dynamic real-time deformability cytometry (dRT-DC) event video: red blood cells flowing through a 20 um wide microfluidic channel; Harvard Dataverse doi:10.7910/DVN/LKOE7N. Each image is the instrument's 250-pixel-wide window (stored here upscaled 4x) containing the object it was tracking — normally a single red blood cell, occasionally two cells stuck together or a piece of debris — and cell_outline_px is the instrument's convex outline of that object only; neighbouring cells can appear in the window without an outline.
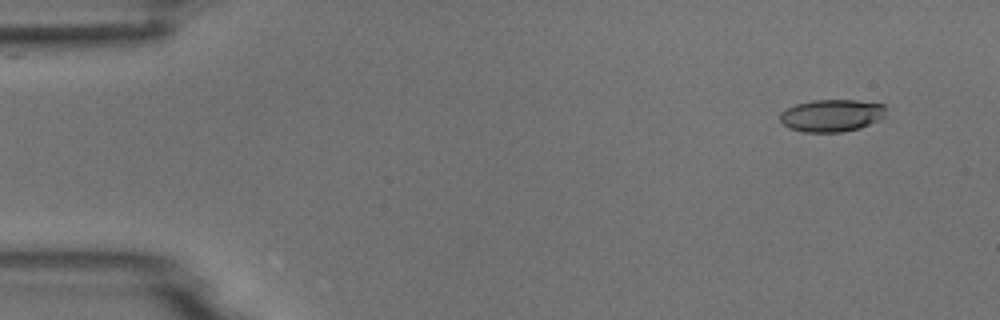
{"species": "common noctule bat (a hibernating species)", "species_latin": "Nyctalus noctula", "temperature_condition": "room temperature", "stored_images_in_passage": 5, "camera_frame_rate_fps": 3000, "um_per_image_px": 0.085, "animal": {"sex": "male", "body_mass_g": 18.8}, "frame": {"image": 1, "passage_image": 2, "time_ms": 1.0, "image_size_px": [1000, 320], "cell_outline_px": [[884, 116], [860, 128], [840, 132], [804, 132], [788, 128], [780, 120], [780, 112], [796, 104], [812, 100], [856, 100], [884, 104]], "centroid_in_image_um": [70.65, 9.81], "position_along_channel_um": 14.4, "area_um2": 19.77}}
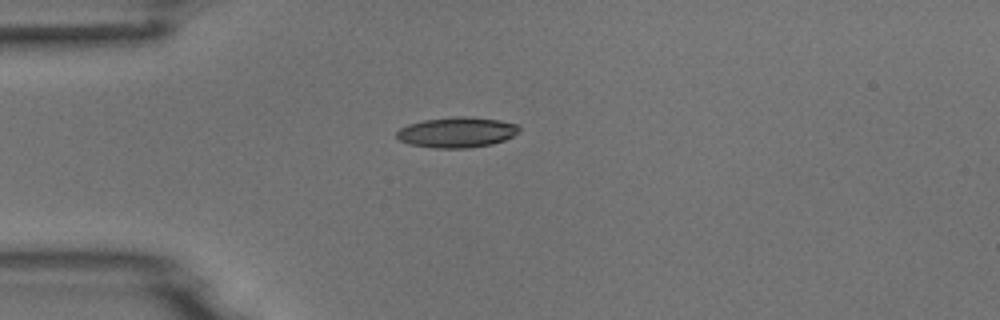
{"frame": {"image": 2, "passage_image": 5, "time_ms": 4.333, "image_size_px": [1000, 320], "cell_outline_px": [[520, 132], [504, 140], [492, 144], [468, 148], [432, 148], [408, 144], [400, 140], [396, 136], [396, 132], [400, 128], [408, 124], [424, 120], [452, 116], [464, 116], [500, 120], [516, 124], [520, 128]], "centroid_in_image_um": [38.82, 11.25], "position_along_channel_um": 46.2, "area_um2": 21.85}}